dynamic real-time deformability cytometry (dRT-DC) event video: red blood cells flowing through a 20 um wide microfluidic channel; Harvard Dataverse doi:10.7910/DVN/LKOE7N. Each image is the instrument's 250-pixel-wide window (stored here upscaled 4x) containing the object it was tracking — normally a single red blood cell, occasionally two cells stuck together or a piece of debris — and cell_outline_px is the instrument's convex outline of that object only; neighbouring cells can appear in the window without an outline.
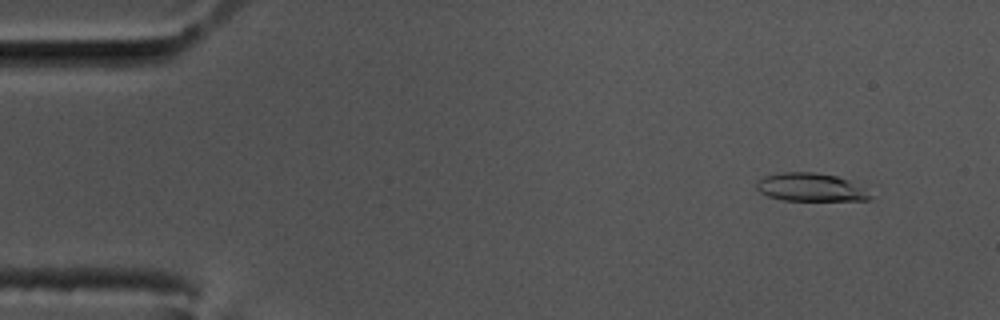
{"species": "common noctule bat (a hibernating species)", "species_latin": "Nyctalus noctula", "temperature_condition": "cold", "stored_images_in_passage": 57, "camera_frame_rate_fps": 3000, "um_per_image_px": 0.085, "animal": {"sex": "male", "body_mass_g": 17.5, "forearm_length_mm": 52.3}, "frame": {"image": 1, "passage_image": 5, "time_ms": 1.333, "image_size_px": [1000, 320], "cell_outline_px": [[876, 184], [872, 200], [784, 200], [768, 196], [760, 192], [756, 188], [756, 180], [764, 176], [784, 172], [816, 172]], "centroid_in_image_um": [69.19, 15.9], "position_along_channel_um": 15.8, "area_um2": 19.94}}
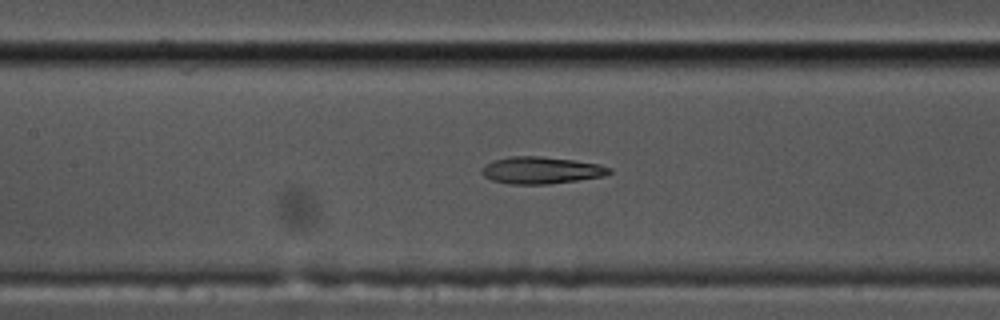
{"frame": {"image": 2, "passage_image": 26, "time_ms": 8.333, "image_size_px": [1000, 320], "cell_outline_px": [[612, 172], [604, 176], [548, 184], [508, 184], [492, 180], [484, 176], [480, 172], [480, 168], [492, 160], [508, 156], [540, 156], [572, 160], [600, 164], [612, 168]], "centroid_in_image_um": [45.96, 14.47], "position_along_channel_um": 161.4, "area_um2": 20.17}}
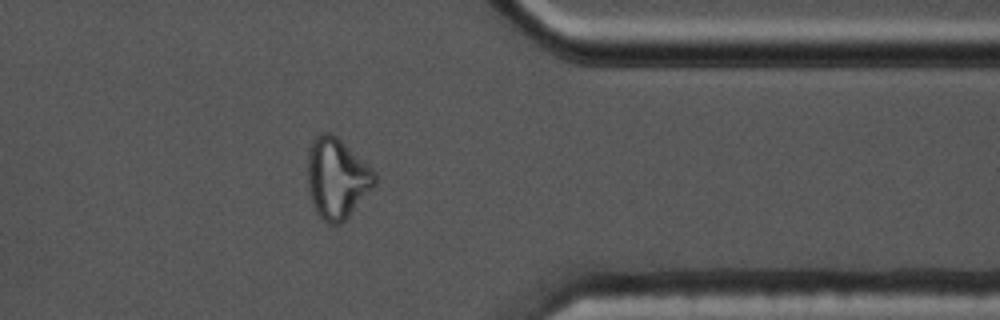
{"frame": {"image": 3, "passage_image": 46, "time_ms": 15.0, "image_size_px": [1000, 320], "cell_outline_px": [[376, 184], [348, 216], [340, 224], [328, 224], [316, 212], [312, 204], [308, 188], [308, 148], [312, 140], [320, 132], [328, 132], [336, 136], [372, 168], [376, 172]], "centroid_in_image_um": [28.62, 15.14], "position_along_channel_um": 382.8, "area_um2": 31.33}, "authors_computed_cell_mechanics": {"area_um2": 19.9988, "velocity_mm_per_s": 3.508, "shape_relaxation_time_tau1_ms": null, "shape_relaxation_time_tau2_ms": 2.039, "deformation_change_tau1": null, "deformation_change_tau2": 0.0971}}